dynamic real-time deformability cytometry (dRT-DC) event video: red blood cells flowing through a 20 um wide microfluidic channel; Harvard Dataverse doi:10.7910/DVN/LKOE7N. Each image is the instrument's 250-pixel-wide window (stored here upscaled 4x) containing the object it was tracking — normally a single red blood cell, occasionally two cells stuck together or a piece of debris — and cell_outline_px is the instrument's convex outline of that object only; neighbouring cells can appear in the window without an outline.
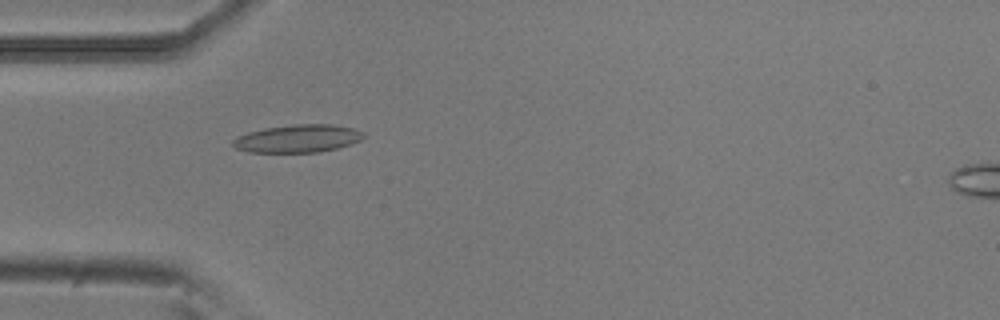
{"species": "common noctule bat (a hibernating species)", "species_latin": "Nyctalus noctula", "temperature_condition": "room temperature", "stored_images_in_passage": 5, "camera_frame_rate_fps": 3000, "um_per_image_px": 0.085, "animal": {"sex": "male", "body_mass_g": 20.5, "forearm_length_mm": 52.5}, "frame": {"image": 1, "passage_image": 5, "time_ms": 1.333, "image_size_px": [1000, 320], "cell_outline_px": [[364, 136], [360, 140], [336, 148], [320, 152], [248, 152], [236, 148], [232, 144], [232, 140], [236, 136], [248, 132], [264, 128], [296, 124], [332, 124], [356, 128], [364, 132]], "centroid_in_image_um": [25.3, 11.77], "position_along_channel_um": 59.7, "area_um2": 21.21}}